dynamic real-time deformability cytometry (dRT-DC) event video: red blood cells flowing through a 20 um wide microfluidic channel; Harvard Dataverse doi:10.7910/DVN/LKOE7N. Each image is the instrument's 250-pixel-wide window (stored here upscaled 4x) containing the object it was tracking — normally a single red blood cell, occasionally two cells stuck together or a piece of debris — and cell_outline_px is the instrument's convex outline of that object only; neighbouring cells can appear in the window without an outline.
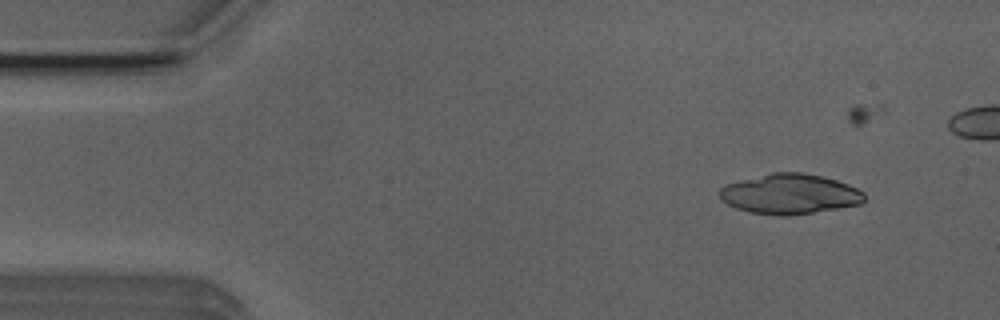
{"species": "Egyptian fruit bat (a non-hibernating species)", "species_latin": "Rousettus aegyptiacus", "temperature_condition": "room temperature", "stored_images_in_passage": 3, "camera_frame_rate_fps": 3000, "um_per_image_px": 0.085, "animal": {"sex": "male"}, "frame": {"image": 1, "passage_image": 3, "time_ms": 3.0, "image_size_px": [1000, 320], "cell_outline_px": [[864, 200], [860, 204], [812, 212], [784, 216], [780, 216], [748, 212], [736, 208], [720, 200], [720, 188], [724, 184], [772, 172], [804, 172], [836, 180], [848, 184], [864, 192]], "centroid_in_image_um": [67.09, 16.48], "position_along_channel_um": 17.9, "area_um2": 33.7}}